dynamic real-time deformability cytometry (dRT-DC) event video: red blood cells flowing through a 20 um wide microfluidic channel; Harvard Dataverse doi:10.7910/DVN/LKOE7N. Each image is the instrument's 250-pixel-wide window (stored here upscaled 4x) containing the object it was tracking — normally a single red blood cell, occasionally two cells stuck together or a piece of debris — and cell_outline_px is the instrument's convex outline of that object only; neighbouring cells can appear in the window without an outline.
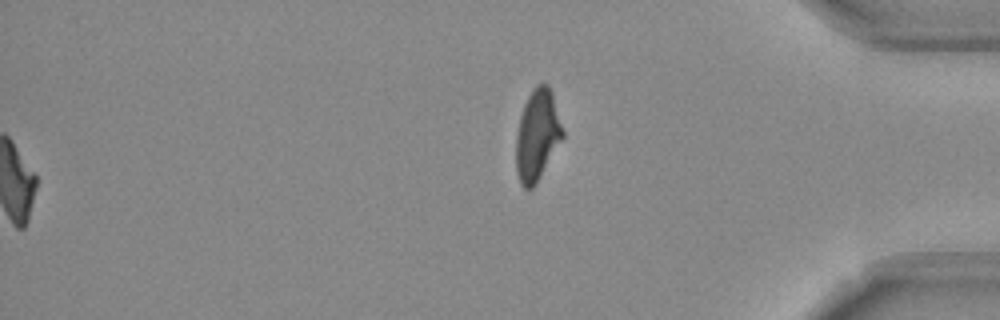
{"species": "Egyptian fruit bat (a non-hibernating species)", "species_latin": "Rousettus aegyptiacus", "temperature_condition": "room temperature", "stored_images_in_passage": 43, "segment_of_instrument_passage": [2, 2], "camera_frame_rate_fps": 3000, "um_per_image_px": 0.085, "frame": {"image": 1, "passage_image": 43, "time_ms": 14.0, "image_size_px": [1000, 320], "cell_outline_px": [[564, 136], [536, 184], [532, 188], [524, 188], [520, 184], [516, 168], [516, 136], [520, 116], [524, 104], [532, 88], [536, 84], [548, 84], [552, 92], [564, 132]], "centroid_in_image_um": [45.66, 11.48], "position_along_channel_um": 389.5, "area_um2": 24.68}}